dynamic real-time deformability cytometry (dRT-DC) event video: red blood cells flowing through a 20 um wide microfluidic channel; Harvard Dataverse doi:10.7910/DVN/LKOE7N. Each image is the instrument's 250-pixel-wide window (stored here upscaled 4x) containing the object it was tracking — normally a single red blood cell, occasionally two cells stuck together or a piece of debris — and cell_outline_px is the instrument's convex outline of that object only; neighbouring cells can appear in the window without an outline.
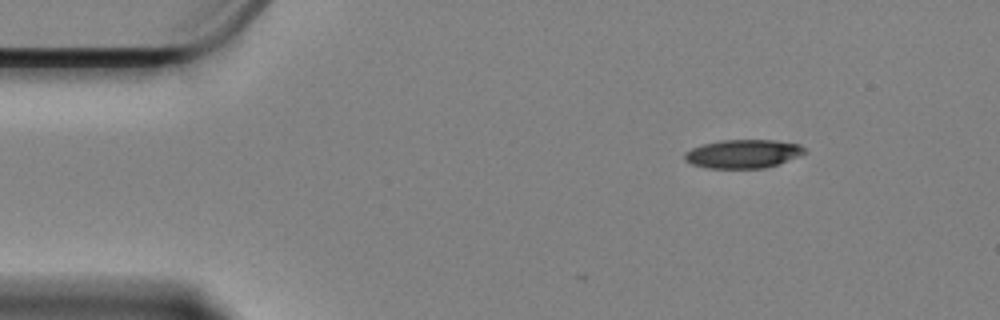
{"species": "Egyptian fruit bat (a non-hibernating species)", "species_latin": "Rousettus aegyptiacus", "temperature_condition": "cold", "stored_images_in_passage": 4, "camera_frame_rate_fps": 3000, "um_per_image_px": 0.085, "animal": {"sex": "female"}, "frame": {"image": 1, "passage_image": 1, "time_ms": 0.0, "image_size_px": [1000, 320], "cell_outline_px": [[808, 152], [780, 164], [764, 168], [708, 168], [692, 164], [684, 160], [684, 152], [692, 148], [704, 144], [720, 140], [776, 140], [800, 144]], "centroid_in_image_um": [63.18, 13.07], "position_along_channel_um": 21.8, "area_um2": 20.11}}